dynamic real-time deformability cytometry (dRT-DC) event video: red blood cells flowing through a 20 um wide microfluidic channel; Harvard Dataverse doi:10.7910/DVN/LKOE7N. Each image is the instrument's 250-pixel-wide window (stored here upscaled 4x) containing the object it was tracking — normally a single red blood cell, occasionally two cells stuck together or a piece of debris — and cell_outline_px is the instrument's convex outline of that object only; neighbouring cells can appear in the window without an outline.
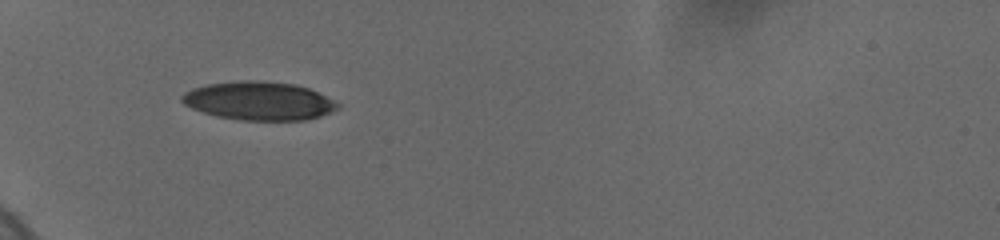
{"species": "human", "species_latin": "Homo sapiens", "temperature_condition": "cold", "stored_images_in_passage": 44, "camera_frame_rate_fps": 3000, "um_per_image_px": 0.085, "donor": {"sex": "female"}, "frame": {"image": 1, "passage_image": 1, "time_ms": 0.0, "image_size_px": [1000, 240], "cell_outline_px": [[340, 108], [320, 116], [304, 120], [240, 120], [216, 116], [192, 108], [184, 104], [180, 100], [180, 96], [184, 92], [192, 88], [208, 84], [240, 80], [256, 80], [296, 84], [308, 88], [340, 104]], "centroid_in_image_um": [21.98, 8.57], "position_along_channel_um": 63.0, "area_um2": 34.85}}
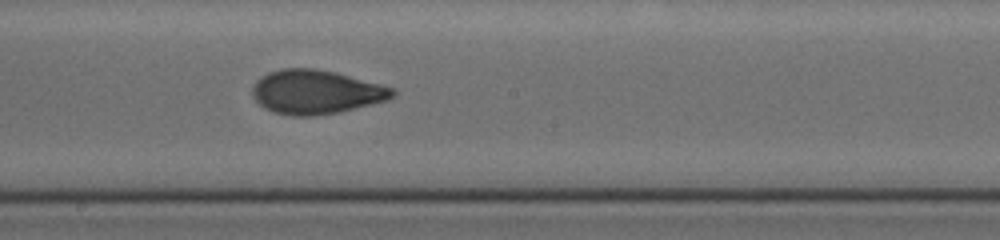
{"frame": {"image": 2, "passage_image": 26, "time_ms": 4.667, "image_size_px": [1000, 240], "cell_outline_px": [[396, 96], [388, 100], [340, 112], [312, 116], [292, 116], [272, 112], [264, 108], [252, 96], [252, 84], [260, 76], [268, 72], [280, 68], [316, 68], [336, 72], [396, 88]], "centroid_in_image_um": [26.86, 7.81], "position_along_channel_um": 221.3, "area_um2": 36.47}}
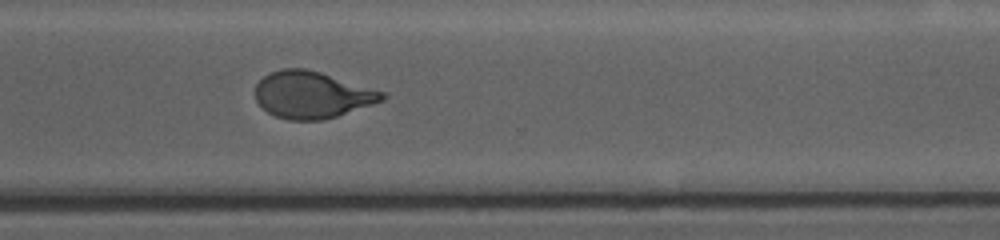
{"frame": {"image": 3, "passage_image": 43, "time_ms": 8.0, "image_size_px": [1000, 240], "cell_outline_px": [[388, 96], [384, 100], [336, 116], [320, 120], [288, 120], [276, 116], [268, 112], [256, 100], [256, 84], [264, 76], [280, 68], [304, 68], [320, 72], [384, 92]], "centroid_in_image_um": [26.51, 8.05], "position_along_channel_um": 344.1, "area_um2": 34.22}}